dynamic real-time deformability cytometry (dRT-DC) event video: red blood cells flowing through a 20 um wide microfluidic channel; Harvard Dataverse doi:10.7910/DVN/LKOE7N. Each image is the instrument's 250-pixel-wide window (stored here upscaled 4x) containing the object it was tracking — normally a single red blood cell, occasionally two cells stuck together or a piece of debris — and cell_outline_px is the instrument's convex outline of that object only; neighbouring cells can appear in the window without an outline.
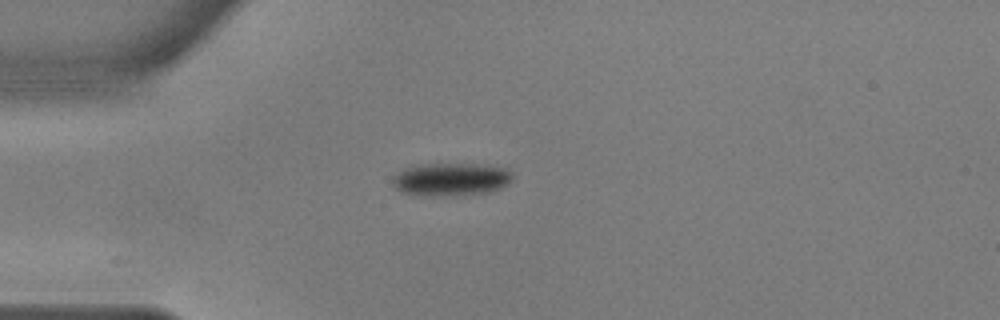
{"species": "common noctule bat (a hibernating species)", "species_latin": "Nyctalus noctula", "temperature_condition": "warm", "stored_images_in_passage": 42, "camera_frame_rate_fps": 3000, "um_per_image_px": 0.085, "animal": {"sex": "male", "body_mass_g": 17.9, "forearm_length_mm": 54.2}, "frame": {"image": 1, "passage_image": 1, "time_ms": 0.0, "image_size_px": [1000, 320], "cell_outline_px": [[512, 180], [508, 184], [500, 188], [488, 192], [452, 196], [420, 196], [404, 192], [396, 188], [392, 184], [392, 176], [404, 168], [416, 164], [476, 164], [508, 168], [512, 172]], "centroid_in_image_um": [38.32, 15.24], "position_along_channel_um": 46.7, "area_um2": 23.35}}
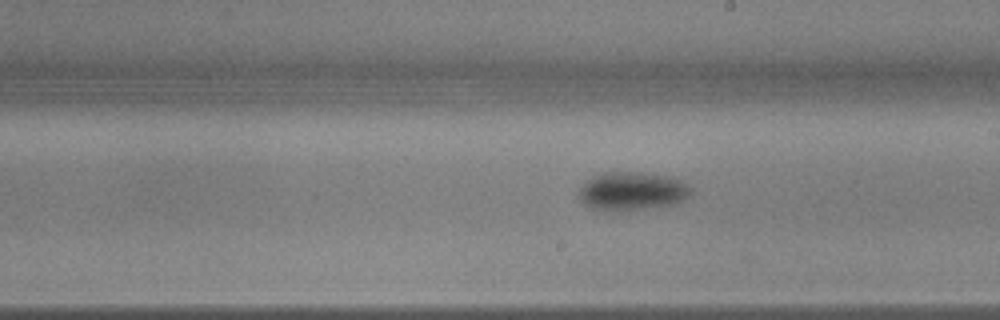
{"frame": {"image": 2, "passage_image": 18, "time_ms": 5.667, "image_size_px": [1000, 320], "cell_outline_px": [[692, 192], [688, 196], [676, 204], [616, 212], [612, 212], [592, 208], [584, 204], [580, 200], [580, 188], [592, 176], [604, 172], [636, 172], [672, 176], [680, 180], [692, 188]], "centroid_in_image_um": [53.74, 16.25], "position_along_channel_um": 235.3, "area_um2": 25.2}}
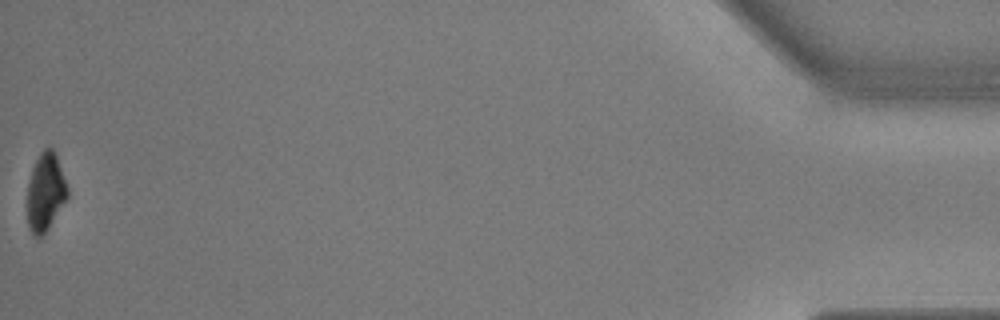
{"frame": {"image": 3, "passage_image": 42, "time_ms": 13.667, "image_size_px": [1000, 320], "cell_outline_px": [[68, 196], [44, 236], [32, 236], [28, 228], [28, 180], [32, 168], [40, 152], [44, 148], [52, 148], [56, 152], [68, 188]], "centroid_in_image_um": [3.86, 16.32], "position_along_channel_um": 431.3, "area_um2": 18.38}, "authors_computed_cell_mechanics": {"area_um2": 23.5824, "velocity_mm_per_s": 3.6267, "shape_relaxation_time_tau1_ms": 3.664, "shape_relaxation_time_tau2_ms": null, "deformation_change_tau1": 0.1465, "deformation_change_tau2": null}}